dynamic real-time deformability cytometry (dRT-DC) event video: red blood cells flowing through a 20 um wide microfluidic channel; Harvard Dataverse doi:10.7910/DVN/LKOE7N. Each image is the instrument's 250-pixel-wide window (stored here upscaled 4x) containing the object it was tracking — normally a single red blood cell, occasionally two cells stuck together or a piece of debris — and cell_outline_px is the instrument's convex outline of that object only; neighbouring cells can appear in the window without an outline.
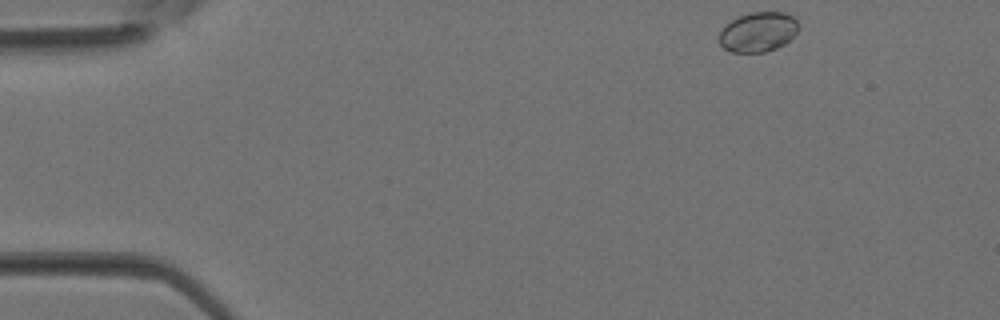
{"species": "Egyptian fruit bat (a non-hibernating species)", "species_latin": "Rousettus aegyptiacus", "temperature_condition": "room temperature", "stored_images_in_passage": 34, "camera_frame_rate_fps": 3000, "um_per_image_px": 0.085, "animal": {"sex": "female"}, "frame": {"image": 1, "passage_image": 1, "time_ms": 0.0, "image_size_px": [1000, 320], "cell_outline_px": [[800, 28], [784, 44], [776, 48], [764, 52], [732, 52], [724, 48], [720, 44], [720, 32], [732, 20], [748, 12], [784, 12], [792, 16], [800, 24]], "centroid_in_image_um": [64.47, 2.71], "position_along_channel_um": 20.5, "area_um2": 18.21}}
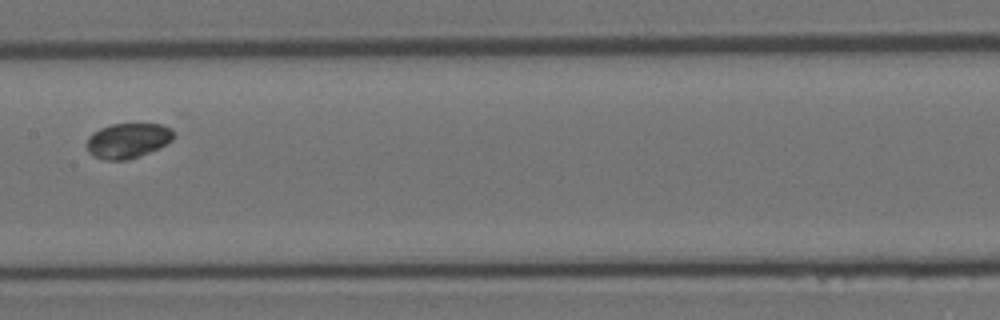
{"frame": {"image": 2, "passage_image": 16, "time_ms": 5.0, "image_size_px": [1000, 320], "cell_outline_px": [[176, 136], [172, 140], [160, 148], [124, 160], [108, 160], [92, 156], [88, 152], [88, 136], [92, 132], [100, 128], [112, 124], [164, 124], [172, 128]], "centroid_in_image_um": [10.89, 11.93], "position_along_channel_um": 196.5, "area_um2": 17.74}}
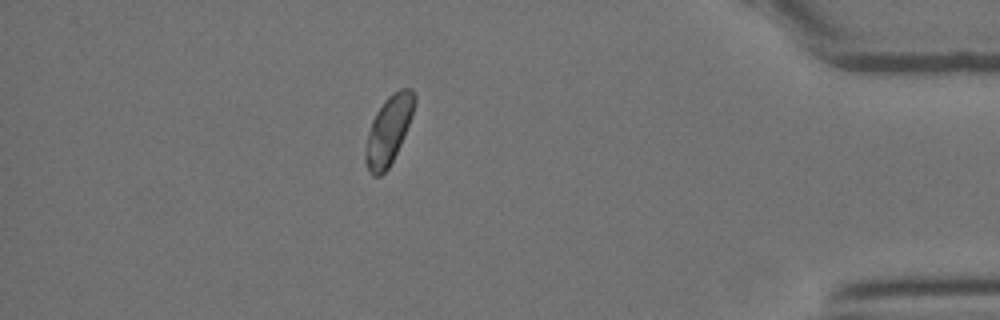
{"frame": {"image": 3, "passage_image": 30, "time_ms": 9.667, "image_size_px": [1000, 320], "cell_outline_px": [[416, 100], [412, 116], [404, 136], [388, 168], [380, 176], [372, 176], [364, 160], [364, 152], [368, 132], [372, 120], [376, 112], [384, 100], [392, 92], [400, 88], [412, 88], [416, 96]], "centroid_in_image_um": [33.03, 11.03], "position_along_channel_um": 402.2, "area_um2": 19.54}}